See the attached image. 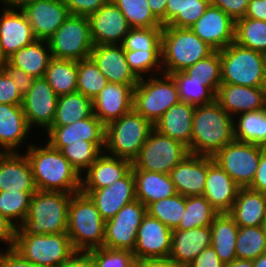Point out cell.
Segmentation results:
<instances>
[{
    "label": "cell",
    "instance_id": "cell-45",
    "mask_svg": "<svg viewBox=\"0 0 266 267\" xmlns=\"http://www.w3.org/2000/svg\"><path fill=\"white\" fill-rule=\"evenodd\" d=\"M105 142H83L71 143L63 147L60 152L72 164L77 172L83 176V172L92 165L97 157L104 151Z\"/></svg>",
    "mask_w": 266,
    "mask_h": 267
},
{
    "label": "cell",
    "instance_id": "cell-36",
    "mask_svg": "<svg viewBox=\"0 0 266 267\" xmlns=\"http://www.w3.org/2000/svg\"><path fill=\"white\" fill-rule=\"evenodd\" d=\"M94 114L93 100L80 92L58 97L56 115L52 126H66Z\"/></svg>",
    "mask_w": 266,
    "mask_h": 267
},
{
    "label": "cell",
    "instance_id": "cell-46",
    "mask_svg": "<svg viewBox=\"0 0 266 267\" xmlns=\"http://www.w3.org/2000/svg\"><path fill=\"white\" fill-rule=\"evenodd\" d=\"M108 84L91 58L77 61V92L94 100Z\"/></svg>",
    "mask_w": 266,
    "mask_h": 267
},
{
    "label": "cell",
    "instance_id": "cell-27",
    "mask_svg": "<svg viewBox=\"0 0 266 267\" xmlns=\"http://www.w3.org/2000/svg\"><path fill=\"white\" fill-rule=\"evenodd\" d=\"M211 246L210 226L192 229L172 230L169 260L181 267H187L205 248Z\"/></svg>",
    "mask_w": 266,
    "mask_h": 267
},
{
    "label": "cell",
    "instance_id": "cell-24",
    "mask_svg": "<svg viewBox=\"0 0 266 267\" xmlns=\"http://www.w3.org/2000/svg\"><path fill=\"white\" fill-rule=\"evenodd\" d=\"M45 132L48 137L45 143L48 142L59 151L71 143L83 142V140L105 142V125L94 114L70 125L51 126Z\"/></svg>",
    "mask_w": 266,
    "mask_h": 267
},
{
    "label": "cell",
    "instance_id": "cell-54",
    "mask_svg": "<svg viewBox=\"0 0 266 267\" xmlns=\"http://www.w3.org/2000/svg\"><path fill=\"white\" fill-rule=\"evenodd\" d=\"M250 0H210V5L220 8L235 22L245 17Z\"/></svg>",
    "mask_w": 266,
    "mask_h": 267
},
{
    "label": "cell",
    "instance_id": "cell-33",
    "mask_svg": "<svg viewBox=\"0 0 266 267\" xmlns=\"http://www.w3.org/2000/svg\"><path fill=\"white\" fill-rule=\"evenodd\" d=\"M135 178L136 199L146 207L152 202L177 194L170 174L132 170Z\"/></svg>",
    "mask_w": 266,
    "mask_h": 267
},
{
    "label": "cell",
    "instance_id": "cell-2",
    "mask_svg": "<svg viewBox=\"0 0 266 267\" xmlns=\"http://www.w3.org/2000/svg\"><path fill=\"white\" fill-rule=\"evenodd\" d=\"M234 140L233 118L216 101L196 106L193 114L191 154L213 157Z\"/></svg>",
    "mask_w": 266,
    "mask_h": 267
},
{
    "label": "cell",
    "instance_id": "cell-67",
    "mask_svg": "<svg viewBox=\"0 0 266 267\" xmlns=\"http://www.w3.org/2000/svg\"><path fill=\"white\" fill-rule=\"evenodd\" d=\"M254 267H266V252L253 260Z\"/></svg>",
    "mask_w": 266,
    "mask_h": 267
},
{
    "label": "cell",
    "instance_id": "cell-42",
    "mask_svg": "<svg viewBox=\"0 0 266 267\" xmlns=\"http://www.w3.org/2000/svg\"><path fill=\"white\" fill-rule=\"evenodd\" d=\"M236 258L255 260L266 252V232L263 226L239 227L236 239Z\"/></svg>",
    "mask_w": 266,
    "mask_h": 267
},
{
    "label": "cell",
    "instance_id": "cell-31",
    "mask_svg": "<svg viewBox=\"0 0 266 267\" xmlns=\"http://www.w3.org/2000/svg\"><path fill=\"white\" fill-rule=\"evenodd\" d=\"M196 106L179 102L171 106L154 125L160 134L181 142L191 153L193 114Z\"/></svg>",
    "mask_w": 266,
    "mask_h": 267
},
{
    "label": "cell",
    "instance_id": "cell-5",
    "mask_svg": "<svg viewBox=\"0 0 266 267\" xmlns=\"http://www.w3.org/2000/svg\"><path fill=\"white\" fill-rule=\"evenodd\" d=\"M71 196L65 192L37 190L32 195L25 222L17 229L37 234L66 233Z\"/></svg>",
    "mask_w": 266,
    "mask_h": 267
},
{
    "label": "cell",
    "instance_id": "cell-51",
    "mask_svg": "<svg viewBox=\"0 0 266 267\" xmlns=\"http://www.w3.org/2000/svg\"><path fill=\"white\" fill-rule=\"evenodd\" d=\"M162 28H131L121 45L124 50L161 51Z\"/></svg>",
    "mask_w": 266,
    "mask_h": 267
},
{
    "label": "cell",
    "instance_id": "cell-59",
    "mask_svg": "<svg viewBox=\"0 0 266 267\" xmlns=\"http://www.w3.org/2000/svg\"><path fill=\"white\" fill-rule=\"evenodd\" d=\"M249 188L266 194V147L261 151L260 162Z\"/></svg>",
    "mask_w": 266,
    "mask_h": 267
},
{
    "label": "cell",
    "instance_id": "cell-43",
    "mask_svg": "<svg viewBox=\"0 0 266 267\" xmlns=\"http://www.w3.org/2000/svg\"><path fill=\"white\" fill-rule=\"evenodd\" d=\"M176 82L181 102L194 106L208 105L216 101V94L202 82L192 80L183 71L171 74Z\"/></svg>",
    "mask_w": 266,
    "mask_h": 267
},
{
    "label": "cell",
    "instance_id": "cell-11",
    "mask_svg": "<svg viewBox=\"0 0 266 267\" xmlns=\"http://www.w3.org/2000/svg\"><path fill=\"white\" fill-rule=\"evenodd\" d=\"M187 154L188 148L181 142L153 129L138 156L132 161V170L170 174Z\"/></svg>",
    "mask_w": 266,
    "mask_h": 267
},
{
    "label": "cell",
    "instance_id": "cell-66",
    "mask_svg": "<svg viewBox=\"0 0 266 267\" xmlns=\"http://www.w3.org/2000/svg\"><path fill=\"white\" fill-rule=\"evenodd\" d=\"M224 267H254L253 260L238 259L236 258L230 264H226Z\"/></svg>",
    "mask_w": 266,
    "mask_h": 267
},
{
    "label": "cell",
    "instance_id": "cell-16",
    "mask_svg": "<svg viewBox=\"0 0 266 267\" xmlns=\"http://www.w3.org/2000/svg\"><path fill=\"white\" fill-rule=\"evenodd\" d=\"M36 40L48 39L65 22L70 13L62 0H35L21 9Z\"/></svg>",
    "mask_w": 266,
    "mask_h": 267
},
{
    "label": "cell",
    "instance_id": "cell-69",
    "mask_svg": "<svg viewBox=\"0 0 266 267\" xmlns=\"http://www.w3.org/2000/svg\"><path fill=\"white\" fill-rule=\"evenodd\" d=\"M264 68H265V75H266V53H264Z\"/></svg>",
    "mask_w": 266,
    "mask_h": 267
},
{
    "label": "cell",
    "instance_id": "cell-25",
    "mask_svg": "<svg viewBox=\"0 0 266 267\" xmlns=\"http://www.w3.org/2000/svg\"><path fill=\"white\" fill-rule=\"evenodd\" d=\"M240 186L207 156V177L203 196L219 212L228 213L237 198Z\"/></svg>",
    "mask_w": 266,
    "mask_h": 267
},
{
    "label": "cell",
    "instance_id": "cell-70",
    "mask_svg": "<svg viewBox=\"0 0 266 267\" xmlns=\"http://www.w3.org/2000/svg\"><path fill=\"white\" fill-rule=\"evenodd\" d=\"M263 229L266 232V219L264 220V223H263Z\"/></svg>",
    "mask_w": 266,
    "mask_h": 267
},
{
    "label": "cell",
    "instance_id": "cell-60",
    "mask_svg": "<svg viewBox=\"0 0 266 267\" xmlns=\"http://www.w3.org/2000/svg\"><path fill=\"white\" fill-rule=\"evenodd\" d=\"M17 227L0 213V241L8 248H12L15 242Z\"/></svg>",
    "mask_w": 266,
    "mask_h": 267
},
{
    "label": "cell",
    "instance_id": "cell-21",
    "mask_svg": "<svg viewBox=\"0 0 266 267\" xmlns=\"http://www.w3.org/2000/svg\"><path fill=\"white\" fill-rule=\"evenodd\" d=\"M90 58L108 83L137 85L139 79L130 70L121 44L94 45Z\"/></svg>",
    "mask_w": 266,
    "mask_h": 267
},
{
    "label": "cell",
    "instance_id": "cell-55",
    "mask_svg": "<svg viewBox=\"0 0 266 267\" xmlns=\"http://www.w3.org/2000/svg\"><path fill=\"white\" fill-rule=\"evenodd\" d=\"M70 15L89 16L98 11L109 0H62Z\"/></svg>",
    "mask_w": 266,
    "mask_h": 267
},
{
    "label": "cell",
    "instance_id": "cell-52",
    "mask_svg": "<svg viewBox=\"0 0 266 267\" xmlns=\"http://www.w3.org/2000/svg\"><path fill=\"white\" fill-rule=\"evenodd\" d=\"M96 267H134V255L127 250H114L105 247L88 251Z\"/></svg>",
    "mask_w": 266,
    "mask_h": 267
},
{
    "label": "cell",
    "instance_id": "cell-1",
    "mask_svg": "<svg viewBox=\"0 0 266 267\" xmlns=\"http://www.w3.org/2000/svg\"><path fill=\"white\" fill-rule=\"evenodd\" d=\"M25 155L30 162L37 190L68 194L80 192L82 176L62 153L48 142L44 146L29 144Z\"/></svg>",
    "mask_w": 266,
    "mask_h": 267
},
{
    "label": "cell",
    "instance_id": "cell-41",
    "mask_svg": "<svg viewBox=\"0 0 266 267\" xmlns=\"http://www.w3.org/2000/svg\"><path fill=\"white\" fill-rule=\"evenodd\" d=\"M235 43L244 48L266 53V21L246 17L237 20Z\"/></svg>",
    "mask_w": 266,
    "mask_h": 267
},
{
    "label": "cell",
    "instance_id": "cell-35",
    "mask_svg": "<svg viewBox=\"0 0 266 267\" xmlns=\"http://www.w3.org/2000/svg\"><path fill=\"white\" fill-rule=\"evenodd\" d=\"M211 246L226 265L236 259L238 225L228 213H219L210 225Z\"/></svg>",
    "mask_w": 266,
    "mask_h": 267
},
{
    "label": "cell",
    "instance_id": "cell-57",
    "mask_svg": "<svg viewBox=\"0 0 266 267\" xmlns=\"http://www.w3.org/2000/svg\"><path fill=\"white\" fill-rule=\"evenodd\" d=\"M212 246L202 250L187 267H224Z\"/></svg>",
    "mask_w": 266,
    "mask_h": 267
},
{
    "label": "cell",
    "instance_id": "cell-29",
    "mask_svg": "<svg viewBox=\"0 0 266 267\" xmlns=\"http://www.w3.org/2000/svg\"><path fill=\"white\" fill-rule=\"evenodd\" d=\"M132 169V161L111 156L104 151L81 177V189L108 187L123 178Z\"/></svg>",
    "mask_w": 266,
    "mask_h": 267
},
{
    "label": "cell",
    "instance_id": "cell-44",
    "mask_svg": "<svg viewBox=\"0 0 266 267\" xmlns=\"http://www.w3.org/2000/svg\"><path fill=\"white\" fill-rule=\"evenodd\" d=\"M183 72L191 77L192 80L202 82V85L209 87L216 94L222 84L220 51H214L208 57L186 68Z\"/></svg>",
    "mask_w": 266,
    "mask_h": 267
},
{
    "label": "cell",
    "instance_id": "cell-62",
    "mask_svg": "<svg viewBox=\"0 0 266 267\" xmlns=\"http://www.w3.org/2000/svg\"><path fill=\"white\" fill-rule=\"evenodd\" d=\"M245 17L266 21V2L264 0H250Z\"/></svg>",
    "mask_w": 266,
    "mask_h": 267
},
{
    "label": "cell",
    "instance_id": "cell-17",
    "mask_svg": "<svg viewBox=\"0 0 266 267\" xmlns=\"http://www.w3.org/2000/svg\"><path fill=\"white\" fill-rule=\"evenodd\" d=\"M96 205L106 221L114 217L128 203L136 200L135 178L132 169L121 179L105 188L81 189Z\"/></svg>",
    "mask_w": 266,
    "mask_h": 267
},
{
    "label": "cell",
    "instance_id": "cell-19",
    "mask_svg": "<svg viewBox=\"0 0 266 267\" xmlns=\"http://www.w3.org/2000/svg\"><path fill=\"white\" fill-rule=\"evenodd\" d=\"M88 19L94 45L122 44L131 29L123 13L110 1Z\"/></svg>",
    "mask_w": 266,
    "mask_h": 267
},
{
    "label": "cell",
    "instance_id": "cell-28",
    "mask_svg": "<svg viewBox=\"0 0 266 267\" xmlns=\"http://www.w3.org/2000/svg\"><path fill=\"white\" fill-rule=\"evenodd\" d=\"M9 152L0 157V192H36L32 169L25 153Z\"/></svg>",
    "mask_w": 266,
    "mask_h": 267
},
{
    "label": "cell",
    "instance_id": "cell-30",
    "mask_svg": "<svg viewBox=\"0 0 266 267\" xmlns=\"http://www.w3.org/2000/svg\"><path fill=\"white\" fill-rule=\"evenodd\" d=\"M30 132L22 106L0 104V149L4 153L18 152Z\"/></svg>",
    "mask_w": 266,
    "mask_h": 267
},
{
    "label": "cell",
    "instance_id": "cell-39",
    "mask_svg": "<svg viewBox=\"0 0 266 267\" xmlns=\"http://www.w3.org/2000/svg\"><path fill=\"white\" fill-rule=\"evenodd\" d=\"M44 78L58 96L76 92L77 61L52 58Z\"/></svg>",
    "mask_w": 266,
    "mask_h": 267
},
{
    "label": "cell",
    "instance_id": "cell-22",
    "mask_svg": "<svg viewBox=\"0 0 266 267\" xmlns=\"http://www.w3.org/2000/svg\"><path fill=\"white\" fill-rule=\"evenodd\" d=\"M136 85L108 83L93 100L94 115L106 126L133 109Z\"/></svg>",
    "mask_w": 266,
    "mask_h": 267
},
{
    "label": "cell",
    "instance_id": "cell-61",
    "mask_svg": "<svg viewBox=\"0 0 266 267\" xmlns=\"http://www.w3.org/2000/svg\"><path fill=\"white\" fill-rule=\"evenodd\" d=\"M60 267H96L89 252L75 251Z\"/></svg>",
    "mask_w": 266,
    "mask_h": 267
},
{
    "label": "cell",
    "instance_id": "cell-49",
    "mask_svg": "<svg viewBox=\"0 0 266 267\" xmlns=\"http://www.w3.org/2000/svg\"><path fill=\"white\" fill-rule=\"evenodd\" d=\"M184 212L185 197L178 193L172 197L152 202L147 206V213L157 218L171 230L179 226Z\"/></svg>",
    "mask_w": 266,
    "mask_h": 267
},
{
    "label": "cell",
    "instance_id": "cell-53",
    "mask_svg": "<svg viewBox=\"0 0 266 267\" xmlns=\"http://www.w3.org/2000/svg\"><path fill=\"white\" fill-rule=\"evenodd\" d=\"M23 96L7 72L0 68V104L22 106Z\"/></svg>",
    "mask_w": 266,
    "mask_h": 267
},
{
    "label": "cell",
    "instance_id": "cell-37",
    "mask_svg": "<svg viewBox=\"0 0 266 267\" xmlns=\"http://www.w3.org/2000/svg\"><path fill=\"white\" fill-rule=\"evenodd\" d=\"M233 123L235 140L266 147V109L237 115Z\"/></svg>",
    "mask_w": 266,
    "mask_h": 267
},
{
    "label": "cell",
    "instance_id": "cell-64",
    "mask_svg": "<svg viewBox=\"0 0 266 267\" xmlns=\"http://www.w3.org/2000/svg\"><path fill=\"white\" fill-rule=\"evenodd\" d=\"M134 267H181L169 259H135Z\"/></svg>",
    "mask_w": 266,
    "mask_h": 267
},
{
    "label": "cell",
    "instance_id": "cell-40",
    "mask_svg": "<svg viewBox=\"0 0 266 267\" xmlns=\"http://www.w3.org/2000/svg\"><path fill=\"white\" fill-rule=\"evenodd\" d=\"M218 214L203 195L185 197V212L176 229L210 226Z\"/></svg>",
    "mask_w": 266,
    "mask_h": 267
},
{
    "label": "cell",
    "instance_id": "cell-65",
    "mask_svg": "<svg viewBox=\"0 0 266 267\" xmlns=\"http://www.w3.org/2000/svg\"><path fill=\"white\" fill-rule=\"evenodd\" d=\"M35 0H0L6 7L5 9H22L25 5L34 2Z\"/></svg>",
    "mask_w": 266,
    "mask_h": 267
},
{
    "label": "cell",
    "instance_id": "cell-47",
    "mask_svg": "<svg viewBox=\"0 0 266 267\" xmlns=\"http://www.w3.org/2000/svg\"><path fill=\"white\" fill-rule=\"evenodd\" d=\"M123 13L131 28L163 27L153 15L148 0H109Z\"/></svg>",
    "mask_w": 266,
    "mask_h": 267
},
{
    "label": "cell",
    "instance_id": "cell-20",
    "mask_svg": "<svg viewBox=\"0 0 266 267\" xmlns=\"http://www.w3.org/2000/svg\"><path fill=\"white\" fill-rule=\"evenodd\" d=\"M216 102L232 117L266 109V87L221 84Z\"/></svg>",
    "mask_w": 266,
    "mask_h": 267
},
{
    "label": "cell",
    "instance_id": "cell-68",
    "mask_svg": "<svg viewBox=\"0 0 266 267\" xmlns=\"http://www.w3.org/2000/svg\"><path fill=\"white\" fill-rule=\"evenodd\" d=\"M5 63H6V59L4 58L0 50V68H2Z\"/></svg>",
    "mask_w": 266,
    "mask_h": 267
},
{
    "label": "cell",
    "instance_id": "cell-10",
    "mask_svg": "<svg viewBox=\"0 0 266 267\" xmlns=\"http://www.w3.org/2000/svg\"><path fill=\"white\" fill-rule=\"evenodd\" d=\"M47 42L53 58L75 61L90 58L94 43L88 16L69 15Z\"/></svg>",
    "mask_w": 266,
    "mask_h": 267
},
{
    "label": "cell",
    "instance_id": "cell-13",
    "mask_svg": "<svg viewBox=\"0 0 266 267\" xmlns=\"http://www.w3.org/2000/svg\"><path fill=\"white\" fill-rule=\"evenodd\" d=\"M147 214V207L139 200L126 204L112 218L106 220L103 247L133 252L137 230Z\"/></svg>",
    "mask_w": 266,
    "mask_h": 267
},
{
    "label": "cell",
    "instance_id": "cell-48",
    "mask_svg": "<svg viewBox=\"0 0 266 267\" xmlns=\"http://www.w3.org/2000/svg\"><path fill=\"white\" fill-rule=\"evenodd\" d=\"M34 193L22 191L0 192V213L17 228L21 227L27 218Z\"/></svg>",
    "mask_w": 266,
    "mask_h": 267
},
{
    "label": "cell",
    "instance_id": "cell-3",
    "mask_svg": "<svg viewBox=\"0 0 266 267\" xmlns=\"http://www.w3.org/2000/svg\"><path fill=\"white\" fill-rule=\"evenodd\" d=\"M106 221L91 198L81 191L72 194L67 218V234L75 251L88 252L103 247Z\"/></svg>",
    "mask_w": 266,
    "mask_h": 267
},
{
    "label": "cell",
    "instance_id": "cell-23",
    "mask_svg": "<svg viewBox=\"0 0 266 267\" xmlns=\"http://www.w3.org/2000/svg\"><path fill=\"white\" fill-rule=\"evenodd\" d=\"M36 40L21 9L3 8L0 15V50L5 59Z\"/></svg>",
    "mask_w": 266,
    "mask_h": 267
},
{
    "label": "cell",
    "instance_id": "cell-18",
    "mask_svg": "<svg viewBox=\"0 0 266 267\" xmlns=\"http://www.w3.org/2000/svg\"><path fill=\"white\" fill-rule=\"evenodd\" d=\"M190 29L215 51L235 42V21L220 8L209 5Z\"/></svg>",
    "mask_w": 266,
    "mask_h": 267
},
{
    "label": "cell",
    "instance_id": "cell-14",
    "mask_svg": "<svg viewBox=\"0 0 266 267\" xmlns=\"http://www.w3.org/2000/svg\"><path fill=\"white\" fill-rule=\"evenodd\" d=\"M58 97L44 77L34 79L32 88L23 96L22 102L23 112L31 129L39 127L47 131L52 126Z\"/></svg>",
    "mask_w": 266,
    "mask_h": 267
},
{
    "label": "cell",
    "instance_id": "cell-32",
    "mask_svg": "<svg viewBox=\"0 0 266 267\" xmlns=\"http://www.w3.org/2000/svg\"><path fill=\"white\" fill-rule=\"evenodd\" d=\"M228 214L238 227L263 226L266 219V194L249 187H240Z\"/></svg>",
    "mask_w": 266,
    "mask_h": 267
},
{
    "label": "cell",
    "instance_id": "cell-6",
    "mask_svg": "<svg viewBox=\"0 0 266 267\" xmlns=\"http://www.w3.org/2000/svg\"><path fill=\"white\" fill-rule=\"evenodd\" d=\"M12 248L40 267H60L75 252L67 233L37 234L26 229H17Z\"/></svg>",
    "mask_w": 266,
    "mask_h": 267
},
{
    "label": "cell",
    "instance_id": "cell-56",
    "mask_svg": "<svg viewBox=\"0 0 266 267\" xmlns=\"http://www.w3.org/2000/svg\"><path fill=\"white\" fill-rule=\"evenodd\" d=\"M2 68L17 85L18 90L22 96H24L32 88L35 79L34 77L28 75L18 67L3 66Z\"/></svg>",
    "mask_w": 266,
    "mask_h": 267
},
{
    "label": "cell",
    "instance_id": "cell-9",
    "mask_svg": "<svg viewBox=\"0 0 266 267\" xmlns=\"http://www.w3.org/2000/svg\"><path fill=\"white\" fill-rule=\"evenodd\" d=\"M161 76L141 78L134 88L133 109L153 125L171 106L180 102L173 77L164 73Z\"/></svg>",
    "mask_w": 266,
    "mask_h": 267
},
{
    "label": "cell",
    "instance_id": "cell-34",
    "mask_svg": "<svg viewBox=\"0 0 266 267\" xmlns=\"http://www.w3.org/2000/svg\"><path fill=\"white\" fill-rule=\"evenodd\" d=\"M52 54L45 40H35L6 59L3 66H14L34 78L44 77Z\"/></svg>",
    "mask_w": 266,
    "mask_h": 267
},
{
    "label": "cell",
    "instance_id": "cell-50",
    "mask_svg": "<svg viewBox=\"0 0 266 267\" xmlns=\"http://www.w3.org/2000/svg\"><path fill=\"white\" fill-rule=\"evenodd\" d=\"M125 55L130 70L138 79L163 73L161 51L125 50Z\"/></svg>",
    "mask_w": 266,
    "mask_h": 267
},
{
    "label": "cell",
    "instance_id": "cell-8",
    "mask_svg": "<svg viewBox=\"0 0 266 267\" xmlns=\"http://www.w3.org/2000/svg\"><path fill=\"white\" fill-rule=\"evenodd\" d=\"M222 84L266 87L264 54L233 42L220 50Z\"/></svg>",
    "mask_w": 266,
    "mask_h": 267
},
{
    "label": "cell",
    "instance_id": "cell-26",
    "mask_svg": "<svg viewBox=\"0 0 266 267\" xmlns=\"http://www.w3.org/2000/svg\"><path fill=\"white\" fill-rule=\"evenodd\" d=\"M170 177L178 194L202 196L207 177V156L187 154L171 170Z\"/></svg>",
    "mask_w": 266,
    "mask_h": 267
},
{
    "label": "cell",
    "instance_id": "cell-7",
    "mask_svg": "<svg viewBox=\"0 0 266 267\" xmlns=\"http://www.w3.org/2000/svg\"><path fill=\"white\" fill-rule=\"evenodd\" d=\"M154 125L134 109L105 126L104 152L133 161L147 140Z\"/></svg>",
    "mask_w": 266,
    "mask_h": 267
},
{
    "label": "cell",
    "instance_id": "cell-58",
    "mask_svg": "<svg viewBox=\"0 0 266 267\" xmlns=\"http://www.w3.org/2000/svg\"><path fill=\"white\" fill-rule=\"evenodd\" d=\"M0 267H40L35 263L25 260L13 248L0 251Z\"/></svg>",
    "mask_w": 266,
    "mask_h": 267
},
{
    "label": "cell",
    "instance_id": "cell-38",
    "mask_svg": "<svg viewBox=\"0 0 266 267\" xmlns=\"http://www.w3.org/2000/svg\"><path fill=\"white\" fill-rule=\"evenodd\" d=\"M210 0H168L166 26L190 28L206 11Z\"/></svg>",
    "mask_w": 266,
    "mask_h": 267
},
{
    "label": "cell",
    "instance_id": "cell-4",
    "mask_svg": "<svg viewBox=\"0 0 266 267\" xmlns=\"http://www.w3.org/2000/svg\"><path fill=\"white\" fill-rule=\"evenodd\" d=\"M215 50L190 28L163 26L161 35L162 72L171 75L184 71Z\"/></svg>",
    "mask_w": 266,
    "mask_h": 267
},
{
    "label": "cell",
    "instance_id": "cell-63",
    "mask_svg": "<svg viewBox=\"0 0 266 267\" xmlns=\"http://www.w3.org/2000/svg\"><path fill=\"white\" fill-rule=\"evenodd\" d=\"M168 0H148L153 15L166 26V5Z\"/></svg>",
    "mask_w": 266,
    "mask_h": 267
},
{
    "label": "cell",
    "instance_id": "cell-15",
    "mask_svg": "<svg viewBox=\"0 0 266 267\" xmlns=\"http://www.w3.org/2000/svg\"><path fill=\"white\" fill-rule=\"evenodd\" d=\"M172 243V230L148 213L144 216L133 249L135 259H168Z\"/></svg>",
    "mask_w": 266,
    "mask_h": 267
},
{
    "label": "cell",
    "instance_id": "cell-71",
    "mask_svg": "<svg viewBox=\"0 0 266 267\" xmlns=\"http://www.w3.org/2000/svg\"><path fill=\"white\" fill-rule=\"evenodd\" d=\"M3 154H4V152H3V151H1V149H0V157H1Z\"/></svg>",
    "mask_w": 266,
    "mask_h": 267
},
{
    "label": "cell",
    "instance_id": "cell-12",
    "mask_svg": "<svg viewBox=\"0 0 266 267\" xmlns=\"http://www.w3.org/2000/svg\"><path fill=\"white\" fill-rule=\"evenodd\" d=\"M264 146L234 140L214 156L213 160L240 186L249 187L257 171Z\"/></svg>",
    "mask_w": 266,
    "mask_h": 267
}]
</instances>
